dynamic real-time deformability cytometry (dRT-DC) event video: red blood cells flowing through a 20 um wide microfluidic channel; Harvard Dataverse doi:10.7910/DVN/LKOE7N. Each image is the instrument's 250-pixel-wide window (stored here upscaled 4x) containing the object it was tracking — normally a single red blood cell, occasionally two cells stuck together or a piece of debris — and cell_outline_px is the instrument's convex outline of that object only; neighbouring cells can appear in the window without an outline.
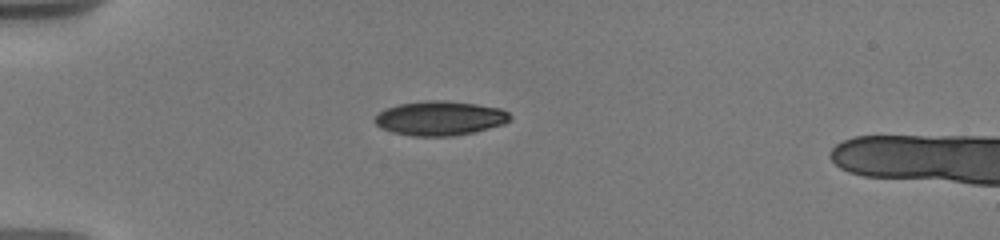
{"species": "human", "species_latin": "Homo sapiens", "temperature_condition": "warm", "stored_images_in_passage": 49, "camera_frame_rate_fps": 3000, "um_per_image_px": 0.085, "donor": {"sex": "male"}, "frame": {"image": 1, "passage_image": 1, "time_ms": 0.0, "image_size_px": [1000, 240], "cell_outline_px": [[512, 116], [504, 124], [472, 132], [452, 136], [412, 136], [392, 132], [380, 128], [372, 120], [384, 108], [400, 104], [424, 100], [444, 100], [476, 104], [500, 108], [508, 112]], "centroid_in_image_um": [37.36, 10.04], "position_along_channel_um": 47.6, "area_um2": 27.11}}
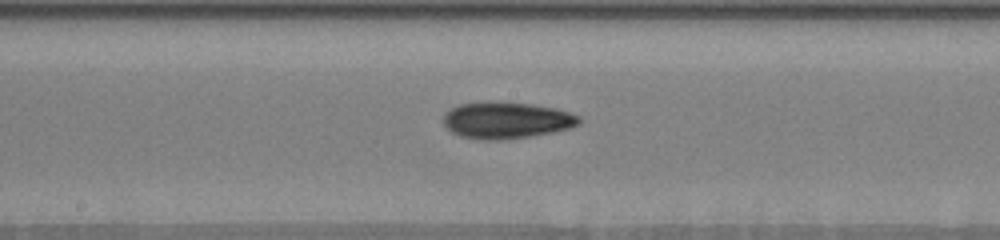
{"frame": {"image": 2, "passage_image": 18, "time_ms": 5.0, "image_size_px": [1000, 240], "cell_outline_px": [[580, 124], [568, 128], [552, 132], [504, 140], [480, 140], [460, 136], [452, 132], [444, 124], [444, 112], [448, 108], [460, 104], [484, 100], [500, 100], [532, 104], [556, 108], [580, 116]], "centroid_in_image_um": [43.0, 10.19], "position_along_channel_um": 205.2, "area_um2": 29.48}}
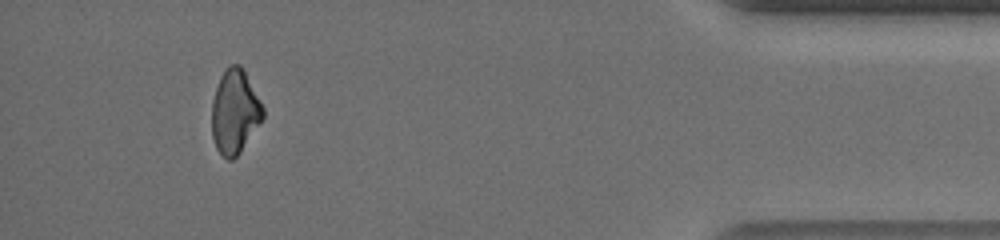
{"frame": {"image": 3, "passage_image": 47, "time_ms": 12.0, "image_size_px": [1000, 240], "cell_outline_px": [[264, 116], [240, 152], [232, 160], [228, 160], [216, 148], [212, 136], [212, 100], [220, 76], [232, 64], [240, 64], [244, 68], [264, 108]], "centroid_in_image_um": [19.96, 9.48], "position_along_channel_um": 415.2, "area_um2": 24.85}, "authors_computed_cell_mechanics": {"area_um2": 27.166, "velocity_mm_per_s": 3.7003, "shape_relaxation_time_tau1_ms": 3.6312, "shape_relaxation_time_tau2_ms": 5.3977, "deformation_change_tau1": 0.154, "deformation_change_tau2": 0.1204}}